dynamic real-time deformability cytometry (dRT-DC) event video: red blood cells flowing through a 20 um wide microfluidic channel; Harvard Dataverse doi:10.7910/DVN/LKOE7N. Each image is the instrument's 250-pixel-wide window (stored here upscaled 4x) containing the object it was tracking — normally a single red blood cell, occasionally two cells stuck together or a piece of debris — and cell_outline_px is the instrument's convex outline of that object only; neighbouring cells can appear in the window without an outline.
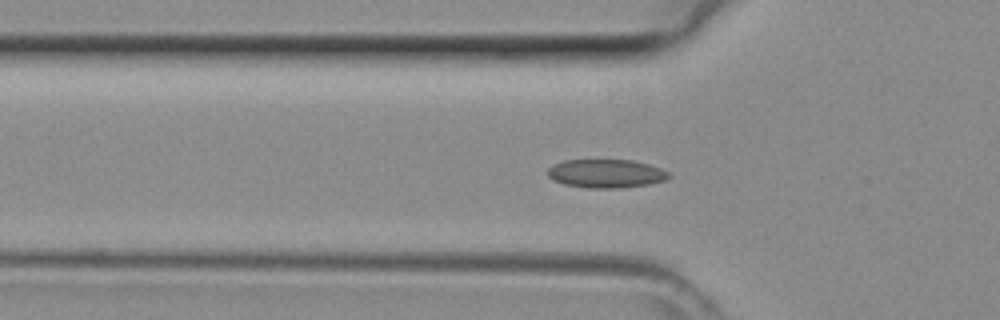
{"species": "common noctule bat (a hibernating species)", "species_latin": "Nyctalus noctula", "temperature_condition": "room temperature", "stored_images_in_passage": 43, "camera_frame_rate_fps": 3000, "um_per_image_px": 0.085, "animal": {"sex": "female", "body_mass_g": 29.2, "forearm_length_mm": 56.3}, "frame": {"image": 1, "passage_image": 13, "time_ms": 4.0, "image_size_px": [1000, 320], "cell_outline_px": [[672, 176], [668, 180], [648, 184], [620, 188], [588, 188], [564, 184], [548, 176], [548, 168], [552, 164], [564, 160], [632, 160], [648, 164], [660, 168], [668, 172]], "centroid_in_image_um": [51.54, 14.75], "position_along_channel_um": 74.3, "area_um2": 20.17}}
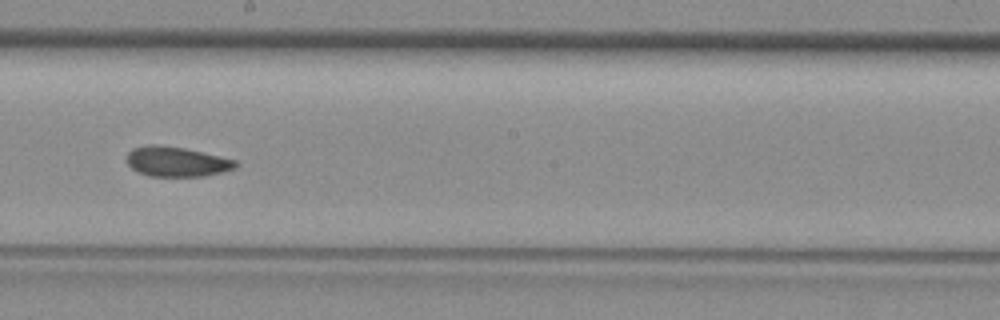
{"frame": {"image": 2, "passage_image": 23, "time_ms": 7.333, "image_size_px": [1000, 320], "cell_outline_px": [[236, 164], [232, 168], [220, 172], [204, 176], [148, 176], [132, 168], [128, 164], [128, 152], [132, 148], [152, 144], [156, 144], [184, 148], [236, 160]], "centroid_in_image_um": [14.96, 13.73], "position_along_channel_um": 233.2, "area_um2": 18.55}}
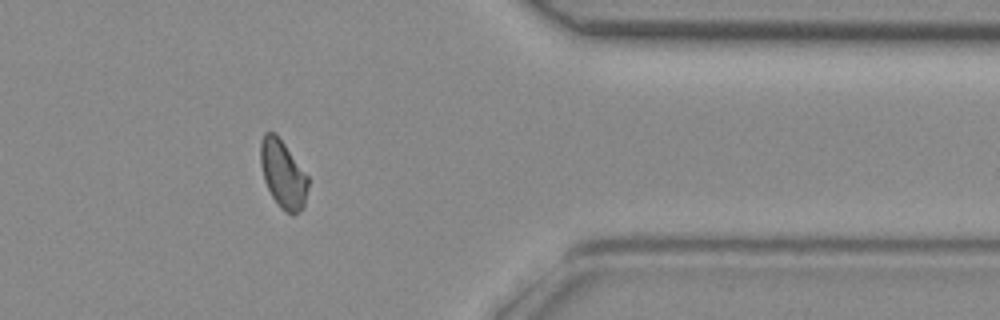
{"frame": {"image": 3, "passage_image": 34, "time_ms": 11.0, "image_size_px": [1000, 320], "cell_outline_px": [[308, 188], [304, 208], [300, 212], [292, 216], [284, 212], [280, 208], [272, 196], [264, 180], [260, 164], [260, 144], [264, 132], [276, 132], [308, 176]], "centroid_in_image_um": [24.06, 14.83], "position_along_channel_um": 387.3, "area_um2": 19.07}}